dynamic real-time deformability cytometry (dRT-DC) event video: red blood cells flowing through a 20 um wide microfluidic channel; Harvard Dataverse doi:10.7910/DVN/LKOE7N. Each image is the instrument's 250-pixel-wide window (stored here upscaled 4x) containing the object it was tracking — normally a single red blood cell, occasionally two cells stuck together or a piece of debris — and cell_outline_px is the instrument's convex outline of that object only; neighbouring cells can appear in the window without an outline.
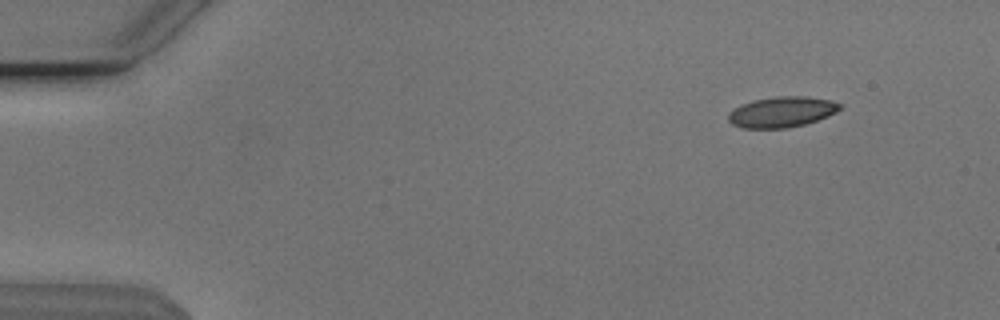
{"species": "Egyptian fruit bat (a non-hibernating species)", "species_latin": "Rousettus aegyptiacus", "temperature_condition": "cold", "stored_images_in_passage": 14, "camera_frame_rate_fps": 3000, "um_per_image_px": 0.085, "animal": {"sex": "male"}, "frame": {"image": 1, "passage_image": 2, "time_ms": 0.333, "image_size_px": [1000, 320], "cell_outline_px": [[844, 108], [828, 116], [804, 124], [788, 128], [744, 128], [732, 124], [728, 120], [728, 112], [732, 108], [740, 104], [752, 100], [776, 96], [808, 96], [832, 100], [840, 104]], "centroid_in_image_um": [66.44, 9.5], "position_along_channel_um": 18.6, "area_um2": 20.17}}
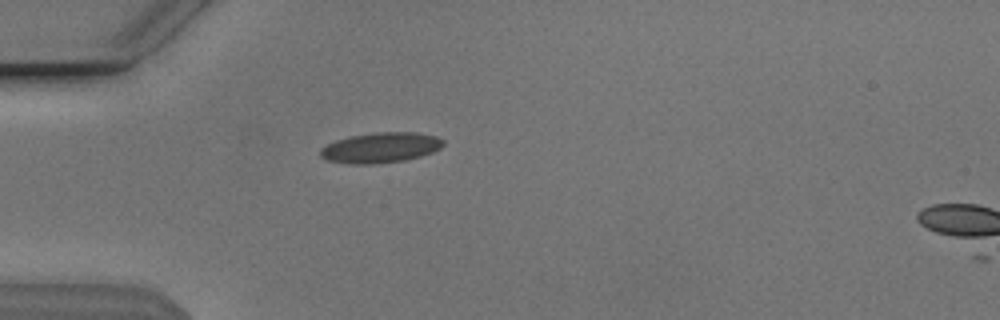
{"frame": {"image": 2, "passage_image": 12, "time_ms": 3.667, "image_size_px": [1000, 320], "cell_outline_px": [[444, 144], [440, 148], [432, 152], [420, 156], [404, 160], [372, 164], [352, 164], [324, 160], [320, 156], [320, 148], [336, 140], [352, 136], [376, 132], [416, 132], [436, 136], [444, 140]], "centroid_in_image_um": [32.34, 12.55], "position_along_channel_um": 52.7, "area_um2": 21.68}}